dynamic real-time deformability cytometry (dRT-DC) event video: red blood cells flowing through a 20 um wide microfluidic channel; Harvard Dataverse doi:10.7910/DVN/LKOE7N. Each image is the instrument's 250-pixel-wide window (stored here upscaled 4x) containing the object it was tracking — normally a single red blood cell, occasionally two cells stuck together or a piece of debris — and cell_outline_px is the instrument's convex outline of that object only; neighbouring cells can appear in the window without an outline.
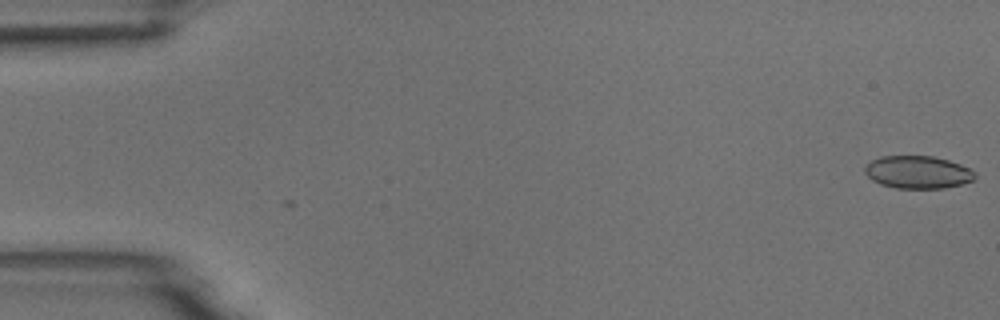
{"species": "common noctule bat (a hibernating species)", "species_latin": "Nyctalus noctula", "temperature_condition": "room temperature", "stored_images_in_passage": 2, "camera_frame_rate_fps": 3000, "um_per_image_px": 0.085, "animal": {"sex": "male", "body_mass_g": 18.8}, "frame": {"image": 1, "passage_image": 2, "time_ms": 1.0, "image_size_px": [1000, 320], "cell_outline_px": [[976, 176], [972, 180], [960, 184], [944, 188], [896, 188], [880, 184], [872, 180], [864, 172], [864, 168], [872, 160], [880, 156], [932, 156], [948, 160], [960, 164], [976, 172]], "centroid_in_image_um": [78.0, 14.63], "position_along_channel_um": 7.0, "area_um2": 20.87}}